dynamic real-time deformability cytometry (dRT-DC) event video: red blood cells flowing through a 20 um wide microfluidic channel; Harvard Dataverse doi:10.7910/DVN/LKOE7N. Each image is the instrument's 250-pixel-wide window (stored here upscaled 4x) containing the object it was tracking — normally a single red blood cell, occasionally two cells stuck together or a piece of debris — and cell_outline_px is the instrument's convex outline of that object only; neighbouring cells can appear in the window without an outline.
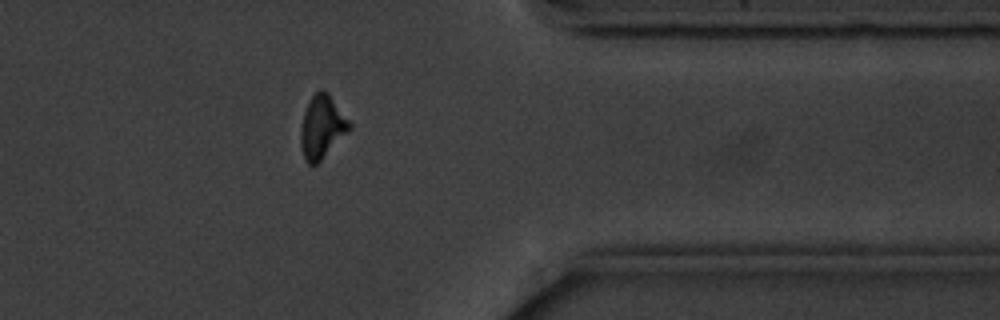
{"species": "common noctule bat (a hibernating species)", "species_latin": "Nyctalus noctula", "temperature_condition": "cold", "stored_images_in_passage": 13, "camera_frame_rate_fps": 3000, "um_per_image_px": 0.085, "animal": {"sex": "male", "body_mass_g": 20.1, "forearm_length_mm": 53.5}, "frame": {"image": 1, "passage_image": 13, "time_ms": 14.667, "image_size_px": [1000, 320], "cell_outline_px": [[352, 128], [316, 164], [308, 164], [304, 160], [300, 144], [300, 132], [304, 112], [312, 96], [320, 88], [324, 88], [328, 92], [352, 124]], "centroid_in_image_um": [27.37, 10.77], "position_along_channel_um": 384.0, "area_um2": 17.8}, "authors_computed_cell_mechanics": {"area_um2": 18.2648, "velocity_mm_per_s": 3.5615, "shape_relaxation_time_tau1_ms": 3.3223, "shape_relaxation_time_tau2_ms": null, "deformation_change_tau1": 0.1348, "deformation_change_tau2": null}}